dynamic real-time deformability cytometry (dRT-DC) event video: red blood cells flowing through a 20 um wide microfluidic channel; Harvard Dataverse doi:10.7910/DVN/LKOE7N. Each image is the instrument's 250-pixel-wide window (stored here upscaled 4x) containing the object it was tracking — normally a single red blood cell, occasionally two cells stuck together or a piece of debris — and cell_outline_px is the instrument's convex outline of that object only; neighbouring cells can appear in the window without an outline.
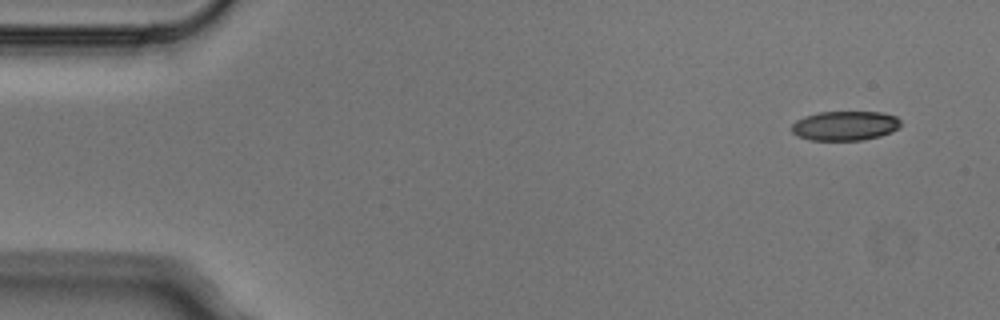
{"species": "Egyptian fruit bat (a non-hibernating species)", "species_latin": "Rousettus aegyptiacus", "temperature_condition": "cold", "stored_images_in_passage": 3, "camera_frame_rate_fps": 3000, "um_per_image_px": 0.085, "animal": {"sex": "male"}, "frame": {"image": 1, "passage_image": 1, "time_ms": 0.0, "image_size_px": [1000, 320], "cell_outline_px": [[900, 124], [892, 132], [880, 136], [860, 140], [812, 140], [796, 136], [792, 132], [792, 124], [796, 120], [804, 116], [816, 112], [884, 112], [896, 116], [900, 120]], "centroid_in_image_um": [71.8, 10.68], "position_along_channel_um": 13.2, "area_um2": 18.79}}